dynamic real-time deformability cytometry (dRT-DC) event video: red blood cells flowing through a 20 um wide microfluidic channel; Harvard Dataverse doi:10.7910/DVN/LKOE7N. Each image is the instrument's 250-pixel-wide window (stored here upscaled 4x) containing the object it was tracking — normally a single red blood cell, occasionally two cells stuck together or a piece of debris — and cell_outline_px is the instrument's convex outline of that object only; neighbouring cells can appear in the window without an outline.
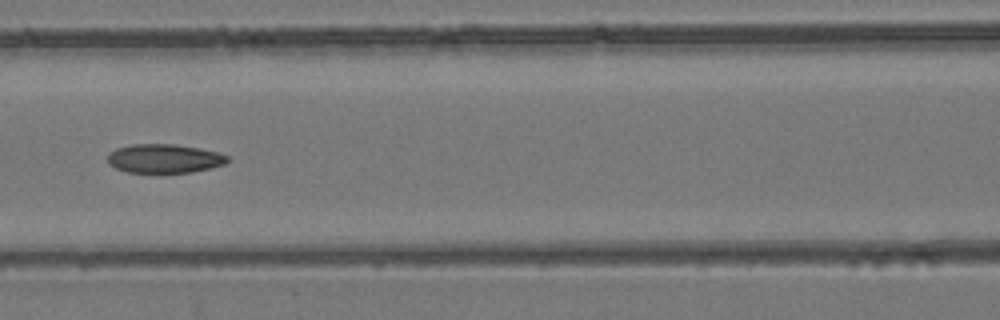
{"species": "common noctule bat (a hibernating species)", "species_latin": "Nyctalus noctula", "temperature_condition": "room temperature", "stored_images_in_passage": 6, "camera_frame_rate_fps": 3000, "um_per_image_px": 0.085, "animal": {"sex": "female", "body_mass_g": 24.6, "forearm_length_mm": 56.2}, "frame": {"image": 1, "passage_image": 6, "time_ms": 1.667, "image_size_px": [1000, 320], "cell_outline_px": [[228, 160], [224, 164], [192, 172], [128, 172], [116, 168], [108, 164], [108, 156], [116, 148], [132, 144], [176, 144], [200, 148], [216, 152], [228, 156]], "centroid_in_image_um": [13.95, 13.46], "position_along_channel_um": 152.7, "area_um2": 19.94}}